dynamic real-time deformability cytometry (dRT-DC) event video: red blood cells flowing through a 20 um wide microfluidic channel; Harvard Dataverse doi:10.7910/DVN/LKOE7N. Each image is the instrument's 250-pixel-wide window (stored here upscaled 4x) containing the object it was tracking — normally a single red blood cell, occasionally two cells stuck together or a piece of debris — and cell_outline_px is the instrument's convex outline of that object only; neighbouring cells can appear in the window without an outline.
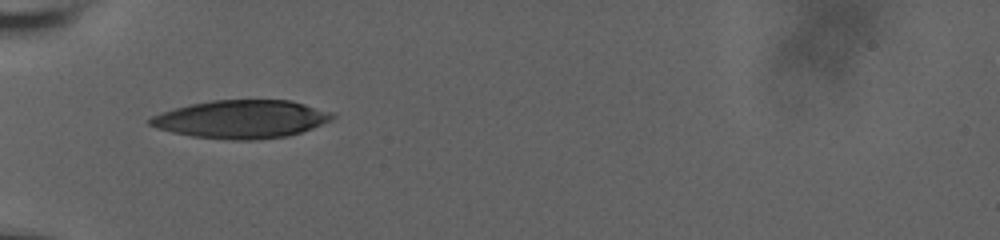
{"species": "human", "species_latin": "Homo sapiens", "temperature_condition": "room temperature", "stored_images_in_passage": 7, "camera_frame_rate_fps": 3000, "um_per_image_px": 0.085, "donor": {"sex": "male"}, "frame": {"image": 1, "passage_image": 4, "time_ms": 2.333, "image_size_px": [1000, 240], "cell_outline_px": [[336, 116], [332, 120], [312, 128], [288, 136], [252, 140], [232, 140], [192, 136], [172, 132], [156, 128], [148, 124], [148, 120], [152, 116], [176, 108], [192, 104], [212, 100], [292, 100], [332, 112]], "centroid_in_image_um": [20.54, 10.13], "position_along_channel_um": 64.5, "area_um2": 40.34}}
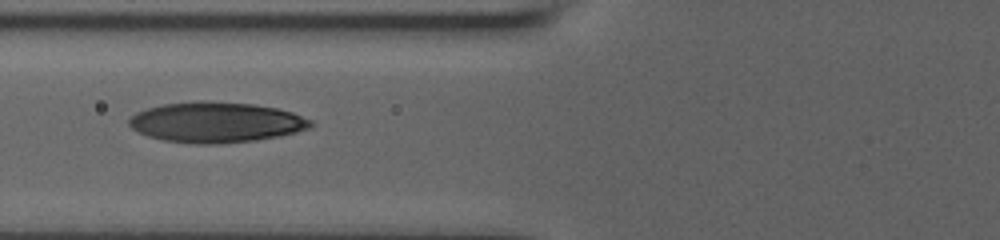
{"frame": {"image": 2, "passage_image": 6, "time_ms": 3.667, "image_size_px": [1000, 240], "cell_outline_px": [[316, 124], [312, 128], [280, 136], [256, 140], [216, 144], [196, 144], [164, 140], [148, 136], [132, 128], [128, 124], [128, 120], [136, 112], [148, 108], [164, 104], [200, 100], [204, 100], [252, 104], [276, 108], [292, 112], [312, 120]], "centroid_in_image_um": [18.4, 10.39], "position_along_channel_um": 107.4, "area_um2": 42.95}}